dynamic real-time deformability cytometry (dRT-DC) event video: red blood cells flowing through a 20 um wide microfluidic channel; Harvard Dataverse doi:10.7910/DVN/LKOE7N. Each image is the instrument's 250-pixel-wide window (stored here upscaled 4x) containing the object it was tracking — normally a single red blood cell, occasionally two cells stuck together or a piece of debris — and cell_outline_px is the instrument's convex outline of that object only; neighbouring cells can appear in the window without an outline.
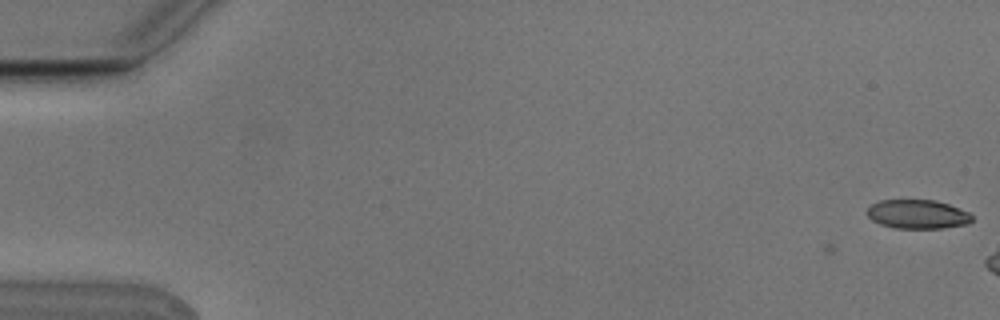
{"species": "Egyptian fruit bat (a non-hibernating species)", "species_latin": "Rousettus aegyptiacus", "temperature_condition": "cold", "stored_images_in_passage": 2, "camera_frame_rate_fps": 3000, "um_per_image_px": 0.085, "animal": {"sex": "male"}, "frame": {"image": 1, "passage_image": 2, "time_ms": 0.333, "image_size_px": [1000, 320], "cell_outline_px": [[972, 220], [968, 224], [944, 228], [896, 228], [880, 224], [872, 220], [868, 216], [868, 208], [872, 204], [880, 200], [936, 200], [948, 204], [968, 212], [972, 216]], "centroid_in_image_um": [78.0, 18.21], "position_along_channel_um": 7.0, "area_um2": 17.63}}